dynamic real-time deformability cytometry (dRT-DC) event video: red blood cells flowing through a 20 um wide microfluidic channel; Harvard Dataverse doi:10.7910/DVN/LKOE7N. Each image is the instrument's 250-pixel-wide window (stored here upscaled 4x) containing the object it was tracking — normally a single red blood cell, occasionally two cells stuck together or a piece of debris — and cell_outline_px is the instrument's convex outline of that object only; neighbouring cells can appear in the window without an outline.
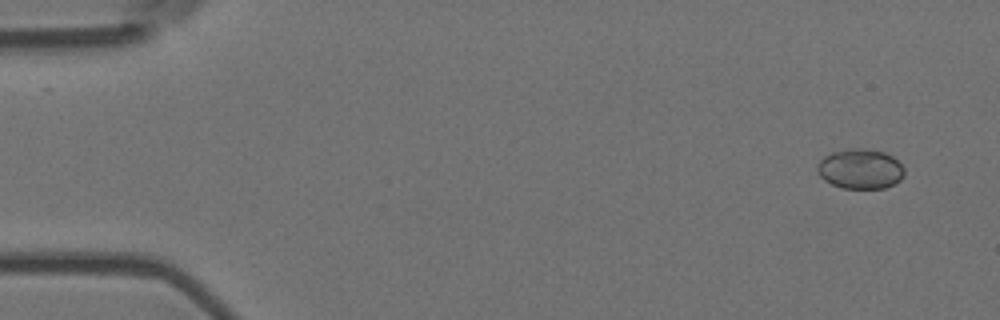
{"species": "Egyptian fruit bat (a non-hibernating species)", "species_latin": "Rousettus aegyptiacus", "temperature_condition": "room temperature", "stored_images_in_passage": 6, "camera_frame_rate_fps": 3000, "um_per_image_px": 0.085, "animal": {"sex": "female"}, "frame": {"image": 1, "passage_image": 1, "time_ms": 0.0, "image_size_px": [1000, 320], "cell_outline_px": [[904, 176], [900, 180], [884, 188], [844, 188], [832, 184], [824, 180], [820, 176], [816, 168], [820, 160], [824, 156], [832, 152], [856, 148], [864, 148], [884, 152], [892, 156], [904, 168]], "centroid_in_image_um": [73.12, 14.35], "position_along_channel_um": 11.9, "area_um2": 20.11}}